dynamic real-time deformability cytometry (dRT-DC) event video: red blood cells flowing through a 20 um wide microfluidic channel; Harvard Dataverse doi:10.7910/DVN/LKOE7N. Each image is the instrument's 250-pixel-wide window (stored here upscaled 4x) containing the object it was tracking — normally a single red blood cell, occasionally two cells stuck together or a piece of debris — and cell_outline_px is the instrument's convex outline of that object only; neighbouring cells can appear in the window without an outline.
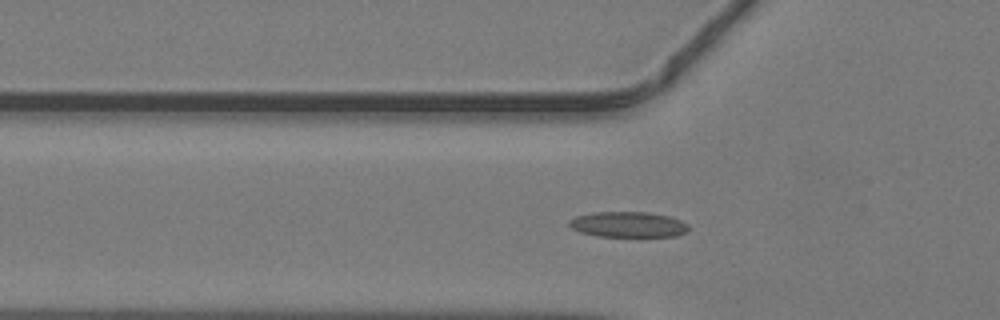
{"species": "common noctule bat (a hibernating species)", "species_latin": "Nyctalus noctula", "temperature_condition": "warm", "stored_images_in_passage": 35, "segment_of_instrument_passage": [1, 2], "camera_frame_rate_fps": 3000, "um_per_image_px": 0.085, "animal": {"sex": "male", "body_mass_g": 19.2, "forearm_length_mm": 51.8}, "frame": {"image": 1, "passage_image": 3, "time_ms": 0.667, "image_size_px": [1000, 320], "cell_outline_px": [[688, 232], [676, 236], [596, 236], [580, 232], [572, 228], [568, 224], [568, 220], [576, 216], [592, 212], [648, 212], [668, 216], [680, 220], [688, 224]], "centroid_in_image_um": [53.38, 19.08], "position_along_channel_um": 72.4, "area_um2": 17.8}}
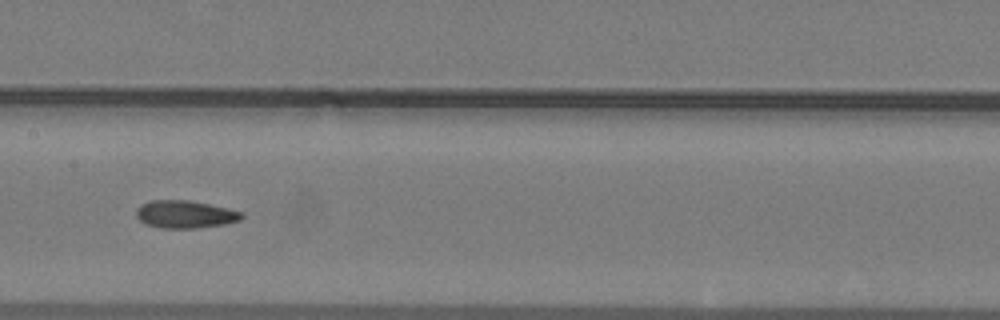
{"frame": {"image": 2, "passage_image": 11, "time_ms": 3.333, "image_size_px": [1000, 320], "cell_outline_px": [[244, 216], [240, 220], [224, 224], [196, 228], [164, 228], [144, 224], [136, 216], [136, 208], [140, 204], [152, 200], [188, 200], [228, 208], [244, 212]], "centroid_in_image_um": [15.72, 18.21], "position_along_channel_um": 191.7, "area_um2": 17.05}}
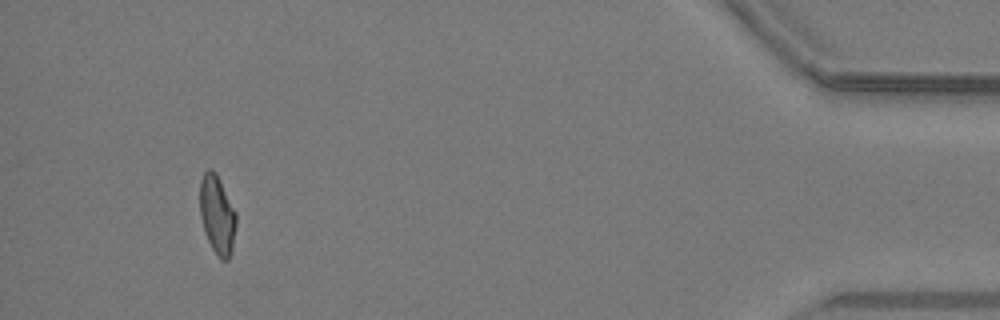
{"frame": {"image": 3, "passage_image": 31, "time_ms": 10.0, "image_size_px": [1000, 320], "cell_outline_px": [[236, 224], [232, 252], [228, 260], [220, 260], [212, 248], [204, 232], [200, 216], [200, 180], [204, 172], [208, 168], [212, 168], [216, 172], [236, 212]], "centroid_in_image_um": [18.46, 18.25], "position_along_channel_um": 416.7, "area_um2": 16.82}}